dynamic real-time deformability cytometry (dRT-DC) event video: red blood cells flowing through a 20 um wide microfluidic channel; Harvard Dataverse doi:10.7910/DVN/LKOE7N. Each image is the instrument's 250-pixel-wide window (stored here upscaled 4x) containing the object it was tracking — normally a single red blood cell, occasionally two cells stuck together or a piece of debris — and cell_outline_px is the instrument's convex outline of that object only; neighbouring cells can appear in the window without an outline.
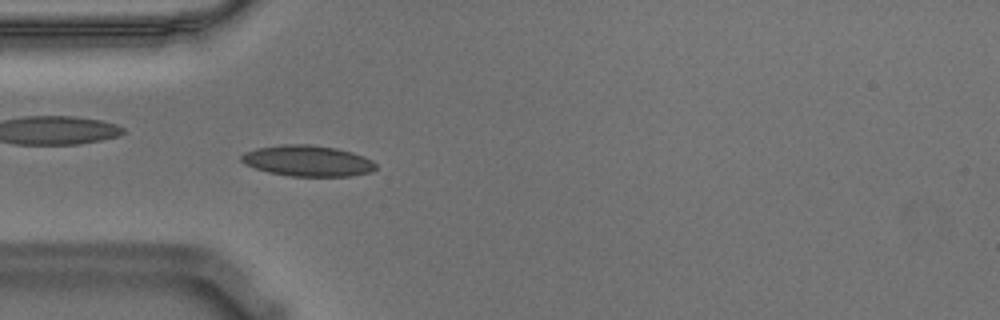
{"species": "Egyptian fruit bat (a non-hibernating species)", "species_latin": "Rousettus aegyptiacus", "temperature_condition": "warm", "stored_images_in_passage": 55, "camera_frame_rate_fps": 3000, "um_per_image_px": 0.085, "animal": {"sex": "male"}, "frame": {"image": 1, "passage_image": 15, "time_ms": 4.667, "image_size_px": [1000, 320], "cell_outline_px": [[376, 168], [372, 172], [352, 176], [288, 176], [268, 172], [244, 164], [240, 160], [240, 156], [244, 152], [256, 148], [284, 144], [308, 144], [336, 148], [352, 152], [364, 156], [372, 160], [376, 164]], "centroid_in_image_um": [26.15, 13.67], "position_along_channel_um": 58.9, "area_um2": 24.39}}
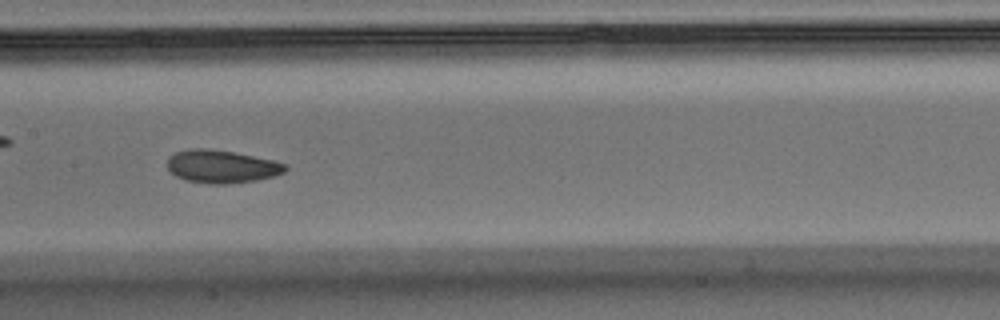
{"frame": {"image": 2, "passage_image": 26, "time_ms": 8.333, "image_size_px": [1000, 320], "cell_outline_px": [[288, 168], [284, 172], [272, 176], [256, 180], [224, 184], [212, 184], [188, 180], [176, 176], [168, 168], [168, 160], [176, 152], [188, 148], [208, 148], [232, 152], [272, 160], [284, 164]], "centroid_in_image_um": [18.83, 14.15], "position_along_channel_um": 188.6, "area_um2": 22.2}}
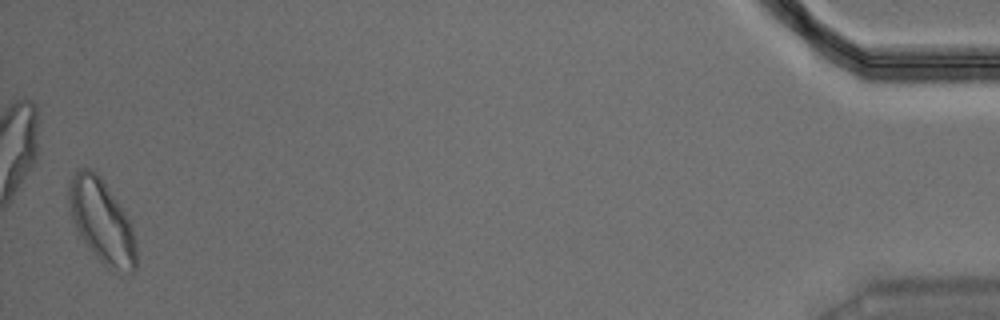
{"frame": {"image": 3, "passage_image": 54, "time_ms": 17.667, "image_size_px": [1000, 320], "cell_outline_px": [[136, 268], [132, 272], [112, 272], [92, 252], [80, 236], [68, 212], [68, 184], [72, 176], [80, 168], [92, 168], [100, 176], [120, 204], [128, 216], [132, 224], [136, 240]], "centroid_in_image_um": [8.65, 18.8], "position_along_channel_um": 426.5, "area_um2": 33.23}, "authors_computed_cell_mechanics": {"area_um2": 22.542, "velocity_mm_per_s": 3.553, "shape_relaxation_time_tau1_ms": null, "shape_relaxation_time_tau2_ms": 2.8425, "deformation_change_tau1": null, "deformation_change_tau2": 0.0698}}